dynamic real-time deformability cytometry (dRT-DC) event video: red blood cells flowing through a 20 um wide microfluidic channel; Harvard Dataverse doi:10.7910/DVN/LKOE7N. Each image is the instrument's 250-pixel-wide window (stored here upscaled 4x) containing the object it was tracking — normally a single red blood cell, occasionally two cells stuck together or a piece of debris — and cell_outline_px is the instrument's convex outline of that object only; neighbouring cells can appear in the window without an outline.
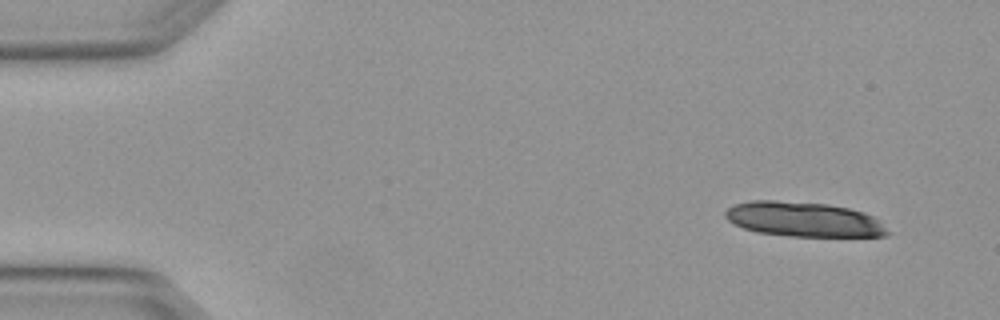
{"species": "Egyptian fruit bat (a non-hibernating species)", "species_latin": "Rousettus aegyptiacus", "temperature_condition": "warm", "stored_images_in_passage": 4, "camera_frame_rate_fps": 3000, "um_per_image_px": 0.085, "animal": {"sex": "female"}, "frame": {"image": 1, "passage_image": 1, "time_ms": 0.0, "image_size_px": [1000, 320], "cell_outline_px": [[888, 232], [884, 236], [792, 236], [756, 232], [744, 228], [728, 220], [724, 216], [724, 212], [728, 208], [736, 204], [752, 200], [776, 200], [828, 204], [848, 208], [864, 212], [872, 216]], "centroid_in_image_um": [68.25, 18.63], "position_along_channel_um": 16.8, "area_um2": 32.43}}